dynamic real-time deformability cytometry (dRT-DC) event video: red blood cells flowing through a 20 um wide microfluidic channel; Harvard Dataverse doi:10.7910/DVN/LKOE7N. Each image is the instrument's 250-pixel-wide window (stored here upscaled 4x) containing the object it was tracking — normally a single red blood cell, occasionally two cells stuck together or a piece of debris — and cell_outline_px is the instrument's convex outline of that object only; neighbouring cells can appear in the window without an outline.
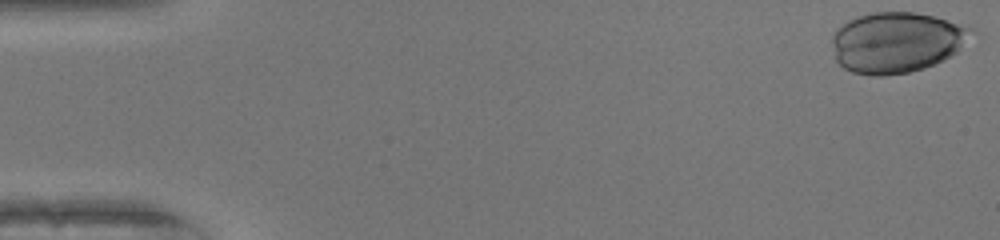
{"species": "human", "species_latin": "Homo sapiens", "temperature_condition": "warm", "stored_images_in_passage": 40, "camera_frame_rate_fps": 3000, "um_per_image_px": 0.085, "donor": {"sex": "female"}, "frame": {"image": 1, "passage_image": 1, "time_ms": 0.0, "image_size_px": [1000, 240], "cell_outline_px": [[976, 32], [956, 52], [944, 60], [924, 68], [908, 72], [884, 76], [872, 76], [852, 72], [844, 68], [836, 60], [832, 44], [832, 36], [836, 28], [848, 20], [860, 16], [876, 12], [912, 12], [932, 16], [972, 28]], "centroid_in_image_um": [76.19, 3.61], "position_along_channel_um": 8.8, "area_um2": 49.07}}
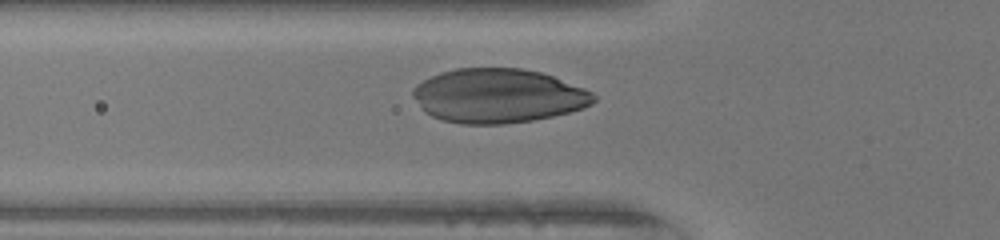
{"frame": {"image": 2, "passage_image": 18, "time_ms": 5.667, "image_size_px": [1000, 240], "cell_outline_px": [[596, 100], [592, 104], [584, 108], [552, 116], [532, 120], [504, 124], [460, 124], [444, 120], [432, 116], [424, 112], [420, 108], [412, 96], [412, 88], [416, 84], [440, 72], [456, 68], [524, 68], [540, 72], [552, 76], [584, 88], [592, 92], [596, 96]], "centroid_in_image_um": [42.31, 8.14], "position_along_channel_um": 83.5, "area_um2": 57.22}}
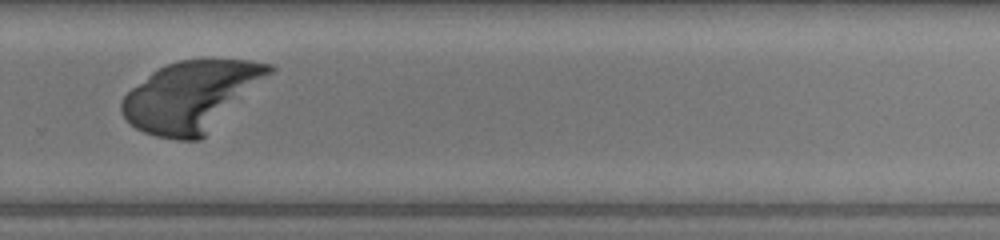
{"frame": {"image": 3, "passage_image": 35, "time_ms": 11.333, "image_size_px": [1000, 240], "cell_outline_px": [[276, 72], [200, 140], [176, 140], [156, 136], [144, 132], [136, 128], [120, 112], [120, 104], [124, 96], [132, 88], [152, 72], [168, 64], [180, 60], [248, 60], [272, 64], [276, 68]], "centroid_in_image_um": [16.32, 8.18], "position_along_channel_um": 313.5, "area_um2": 60.29}}